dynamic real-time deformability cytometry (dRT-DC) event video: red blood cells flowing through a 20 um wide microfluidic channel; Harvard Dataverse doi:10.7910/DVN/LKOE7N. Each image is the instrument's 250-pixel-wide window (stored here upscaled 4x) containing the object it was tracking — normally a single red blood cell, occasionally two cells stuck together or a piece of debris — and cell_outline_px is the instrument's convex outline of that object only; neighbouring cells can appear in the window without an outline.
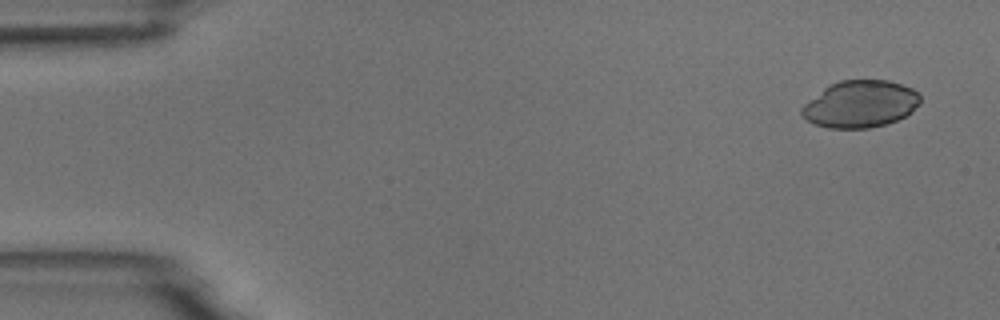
{"species": "common noctule bat (a hibernating species)", "species_latin": "Nyctalus noctula", "temperature_condition": "room temperature", "stored_images_in_passage": 5, "segment_of_instrument_passage": [1, 2], "camera_frame_rate_fps": 3000, "um_per_image_px": 0.085, "animal": {"sex": "male", "body_mass_g": 18.8}, "frame": {"image": 1, "passage_image": 1, "time_ms": 0.0, "image_size_px": [1000, 320], "cell_outline_px": [[920, 104], [912, 112], [896, 120], [884, 124], [868, 128], [828, 128], [816, 124], [808, 120], [800, 112], [800, 108], [808, 100], [824, 88], [840, 80], [888, 80], [912, 88], [920, 96]], "centroid_in_image_um": [73.13, 8.84], "position_along_channel_um": 11.9, "area_um2": 32.25}}